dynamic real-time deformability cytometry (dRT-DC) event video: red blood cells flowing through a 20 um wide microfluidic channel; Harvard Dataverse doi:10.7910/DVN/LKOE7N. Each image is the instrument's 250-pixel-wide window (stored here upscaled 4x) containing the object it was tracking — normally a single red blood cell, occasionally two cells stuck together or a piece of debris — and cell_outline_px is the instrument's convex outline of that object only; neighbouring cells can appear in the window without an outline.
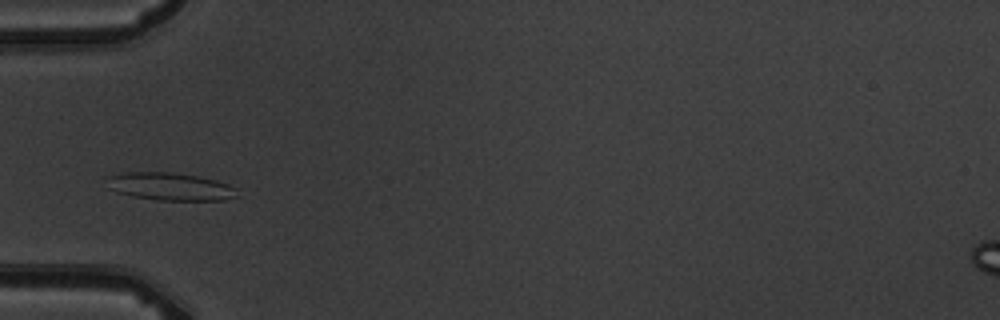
{"species": "common noctule bat (a hibernating species)", "species_latin": "Nyctalus noctula", "temperature_condition": "warm", "stored_images_in_passage": 5, "camera_frame_rate_fps": 3000, "um_per_image_px": 0.085, "animal": {"sex": "male", "body_mass_g": 19.5, "forearm_length_mm": 54.6}, "frame": {"image": 1, "passage_image": 3, "time_ms": 2.0, "image_size_px": [1000, 320], "cell_outline_px": [[240, 196], [224, 200], [156, 200], [132, 196], [116, 192], [108, 188], [108, 176], [124, 172], [172, 172], [196, 176], [216, 180], [228, 184], [236, 188]], "centroid_in_image_um": [14.48, 15.86], "position_along_channel_um": 70.5, "area_um2": 21.15}}
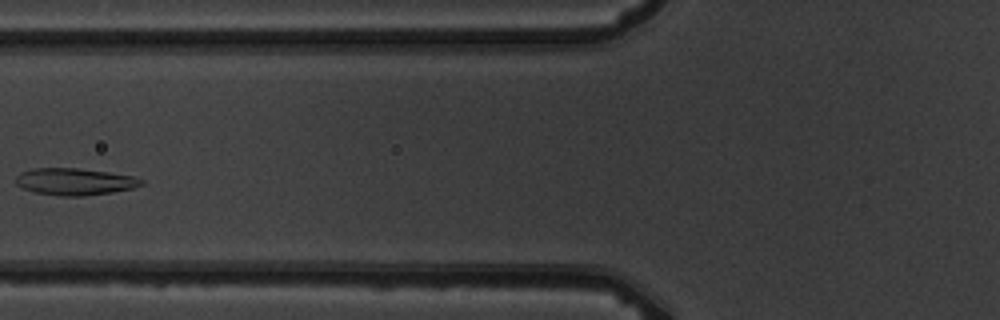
{"frame": {"image": 2, "passage_image": 4, "time_ms": 3.333, "image_size_px": [1000, 320], "cell_outline_px": [[144, 184], [132, 188], [112, 192], [84, 196], [60, 196], [36, 192], [24, 188], [16, 184], [16, 176], [20, 172], [32, 168], [76, 168], [108, 172], [132, 176], [144, 180]], "centroid_in_image_um": [6.35, 15.43], "position_along_channel_um": 119.5, "area_um2": 19.59}}
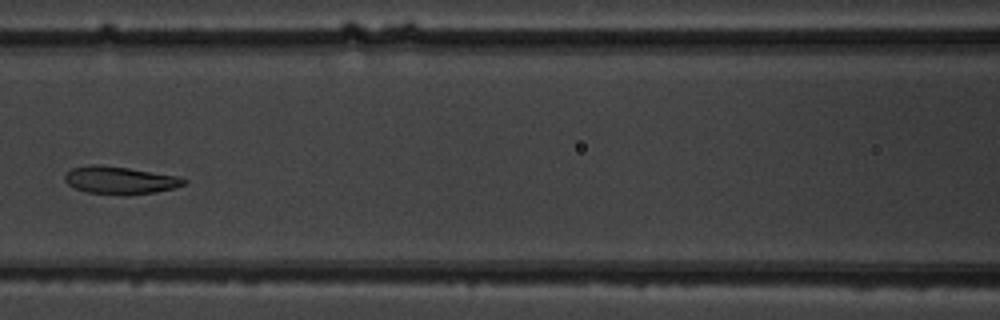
{"frame": {"image": 3, "passage_image": 5, "time_ms": 4.333, "image_size_px": [1000, 320], "cell_outline_px": [[188, 180], [184, 184], [176, 188], [156, 192], [124, 196], [88, 192], [76, 188], [68, 184], [64, 180], [64, 176], [72, 168], [92, 164], [96, 164], [128, 168], [180, 176]], "centroid_in_image_um": [10.24, 15.33], "position_along_channel_um": 156.4, "area_um2": 19.31}}